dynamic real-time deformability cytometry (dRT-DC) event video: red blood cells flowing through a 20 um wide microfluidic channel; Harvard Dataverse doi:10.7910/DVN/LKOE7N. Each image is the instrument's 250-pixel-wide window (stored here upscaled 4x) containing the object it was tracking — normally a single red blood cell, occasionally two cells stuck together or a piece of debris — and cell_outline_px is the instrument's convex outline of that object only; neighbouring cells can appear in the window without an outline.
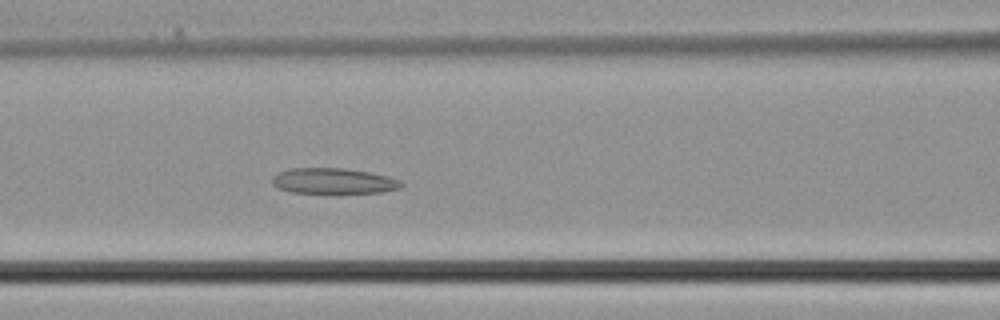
{"species": "common noctule bat (a hibernating species)", "species_latin": "Nyctalus noctula", "temperature_condition": "cold", "stored_images_in_passage": 39, "camera_frame_rate_fps": 3000, "um_per_image_px": 0.085, "animal": {"sex": "male", "body_mass_g": 21.5, "forearm_length_mm": 52.0}, "frame": {"image": 1, "passage_image": 16, "time_ms": 5.0, "image_size_px": [1000, 320], "cell_outline_px": [[404, 184], [400, 188], [380, 192], [292, 192], [276, 188], [272, 184], [272, 176], [288, 168], [344, 168], [368, 172], [400, 180]], "centroid_in_image_um": [28.29, 15.37], "position_along_channel_um": 138.3, "area_um2": 18.96}}
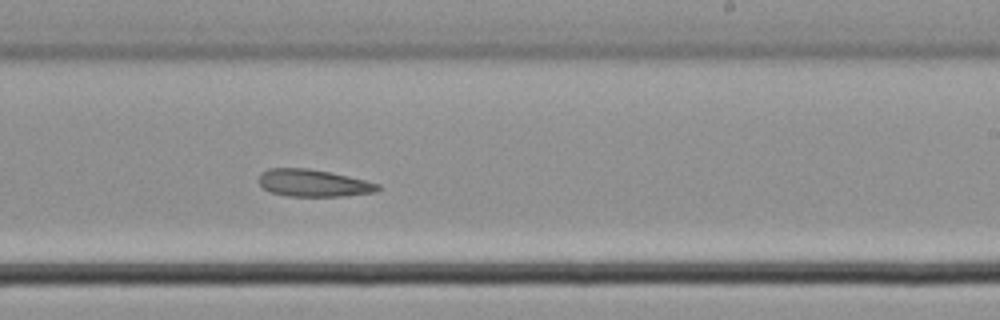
{"frame": {"image": 2, "passage_image": 23, "time_ms": 7.333, "image_size_px": [1000, 320], "cell_outline_px": [[380, 188], [376, 192], [344, 196], [288, 196], [272, 192], [264, 188], [260, 184], [260, 172], [268, 168], [308, 168], [328, 172], [364, 180], [380, 184]], "centroid_in_image_um": [26.63, 15.56], "position_along_channel_um": 262.4, "area_um2": 18.67}}
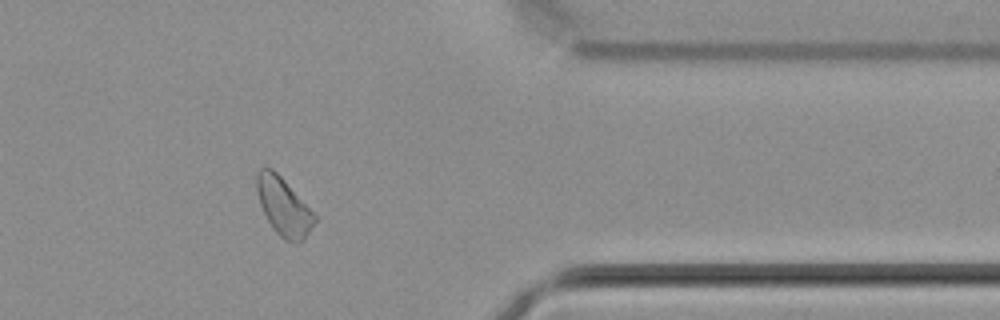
{"frame": {"image": 3, "passage_image": 31, "time_ms": 10.0, "image_size_px": [1000, 320], "cell_outline_px": [[316, 220], [304, 240], [300, 244], [288, 240], [280, 236], [276, 232], [268, 220], [260, 204], [256, 188], [256, 172], [260, 168], [272, 168], [284, 180], [316, 216]], "centroid_in_image_um": [24.09, 17.56], "position_along_channel_um": 387.3, "area_um2": 19.07}}